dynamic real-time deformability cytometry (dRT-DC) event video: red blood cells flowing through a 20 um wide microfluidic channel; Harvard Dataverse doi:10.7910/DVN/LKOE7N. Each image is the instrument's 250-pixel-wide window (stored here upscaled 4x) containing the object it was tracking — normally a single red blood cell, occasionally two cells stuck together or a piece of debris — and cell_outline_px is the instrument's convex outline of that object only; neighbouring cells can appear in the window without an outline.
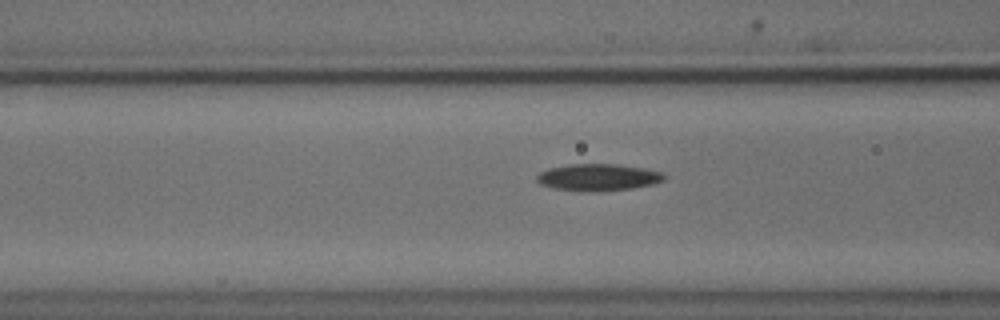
{"species": "common noctule bat (a hibernating species)", "species_latin": "Nyctalus noctula", "temperature_condition": "cold", "stored_images_in_passage": 7, "camera_frame_rate_fps": 3000, "um_per_image_px": 0.085, "animal": {"sex": "male", "body_mass_g": 18.8}, "frame": {"image": 1, "passage_image": 4, "time_ms": 1.0, "image_size_px": [1000, 320], "cell_outline_px": [[664, 180], [652, 184], [632, 188], [596, 192], [592, 192], [552, 188], [540, 184], [536, 180], [536, 176], [540, 172], [548, 168], [568, 164], [620, 164], [644, 168], [664, 172]], "centroid_in_image_um": [50.82, 15.06], "position_along_channel_um": 115.8, "area_um2": 20.11}}